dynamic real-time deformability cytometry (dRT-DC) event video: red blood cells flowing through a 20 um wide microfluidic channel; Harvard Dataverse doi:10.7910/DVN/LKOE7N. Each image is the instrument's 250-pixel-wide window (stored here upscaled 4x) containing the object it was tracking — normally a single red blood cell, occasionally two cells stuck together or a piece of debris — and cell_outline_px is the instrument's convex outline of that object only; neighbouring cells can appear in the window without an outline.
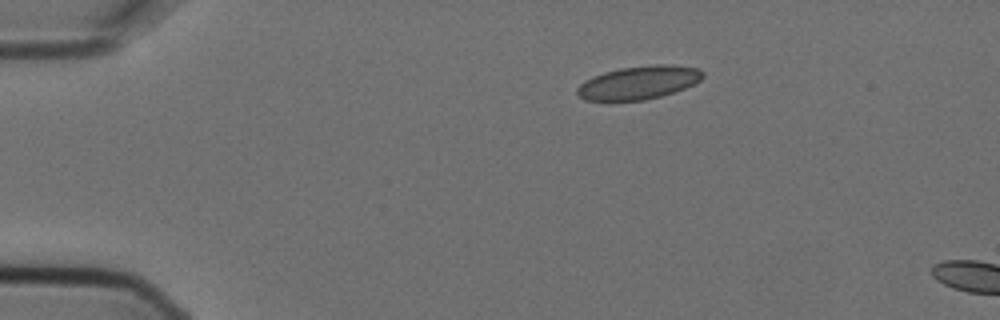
{"species": "Egyptian fruit bat (a non-hibernating species)", "species_latin": "Rousettus aegyptiacus", "temperature_condition": "cold", "stored_images_in_passage": 3, "camera_frame_rate_fps": 3000, "um_per_image_px": 0.085, "animal": {"sex": "female"}, "frame": {"image": 1, "passage_image": 1, "time_ms": 0.0, "image_size_px": [1000, 320], "cell_outline_px": [[704, 76], [700, 80], [684, 88], [660, 96], [644, 100], [584, 100], [576, 92], [576, 88], [584, 80], [592, 76], [604, 72], [620, 68], [656, 64], [668, 64], [700, 68], [704, 72]], "centroid_in_image_um": [54.28, 7.0], "position_along_channel_um": 30.7, "area_um2": 24.28}}